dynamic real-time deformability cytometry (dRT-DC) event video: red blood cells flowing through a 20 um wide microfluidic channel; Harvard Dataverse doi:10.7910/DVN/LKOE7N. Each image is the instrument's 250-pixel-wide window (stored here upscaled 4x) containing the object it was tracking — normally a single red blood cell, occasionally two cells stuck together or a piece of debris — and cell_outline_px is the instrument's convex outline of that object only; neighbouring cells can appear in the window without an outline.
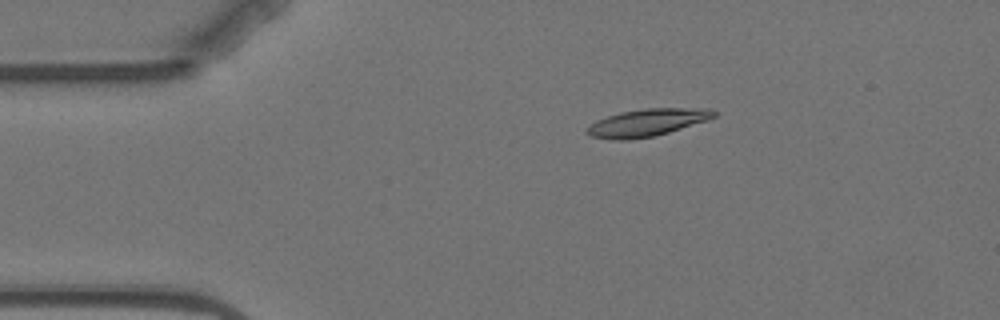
{"species": "Egyptian fruit bat (a non-hibernating species)", "species_latin": "Rousettus aegyptiacus", "temperature_condition": "warm", "stored_images_in_passage": 3, "camera_frame_rate_fps": 3000, "um_per_image_px": 0.085, "animal": {"sex": "female"}, "frame": {"image": 1, "passage_image": 2, "time_ms": 2.0, "image_size_px": [1000, 320], "cell_outline_px": [[716, 116], [708, 120], [668, 132], [652, 136], [628, 140], [612, 140], [592, 136], [584, 132], [596, 120], [620, 112], [644, 108], [708, 108], [716, 112]], "centroid_in_image_um": [55.01, 10.41], "position_along_channel_um": 30.0, "area_um2": 20.11}}